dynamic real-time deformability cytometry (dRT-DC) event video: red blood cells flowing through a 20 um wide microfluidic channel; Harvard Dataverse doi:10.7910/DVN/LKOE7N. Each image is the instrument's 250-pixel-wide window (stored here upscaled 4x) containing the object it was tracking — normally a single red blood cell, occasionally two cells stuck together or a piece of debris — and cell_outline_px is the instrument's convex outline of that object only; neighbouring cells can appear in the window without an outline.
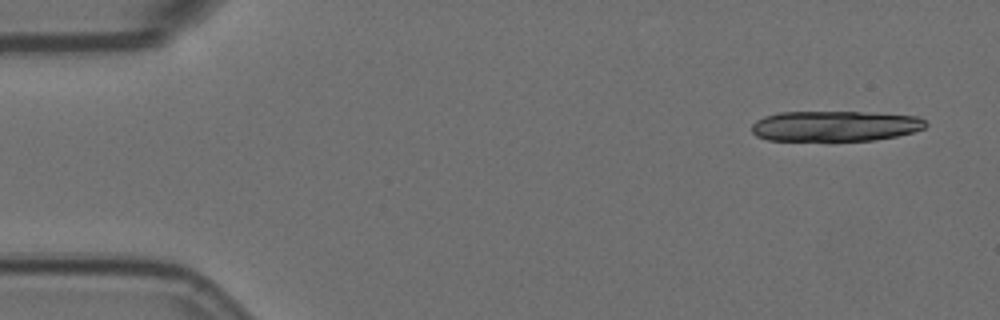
{"species": "Egyptian fruit bat (a non-hibernating species)", "species_latin": "Rousettus aegyptiacus", "temperature_condition": "room temperature", "stored_images_in_passage": 17, "camera_frame_rate_fps": 3000, "um_per_image_px": 0.085, "animal": {"sex": "female"}, "frame": {"image": 1, "passage_image": 1, "time_ms": 0.0, "image_size_px": [1000, 320], "cell_outline_px": [[928, 124], [924, 128], [912, 132], [896, 136], [876, 140], [768, 140], [756, 136], [752, 132], [752, 124], [756, 120], [764, 116], [780, 112], [860, 112], [916, 116], [924, 120]], "centroid_in_image_um": [70.95, 10.71], "position_along_channel_um": 14.1, "area_um2": 30.69}}